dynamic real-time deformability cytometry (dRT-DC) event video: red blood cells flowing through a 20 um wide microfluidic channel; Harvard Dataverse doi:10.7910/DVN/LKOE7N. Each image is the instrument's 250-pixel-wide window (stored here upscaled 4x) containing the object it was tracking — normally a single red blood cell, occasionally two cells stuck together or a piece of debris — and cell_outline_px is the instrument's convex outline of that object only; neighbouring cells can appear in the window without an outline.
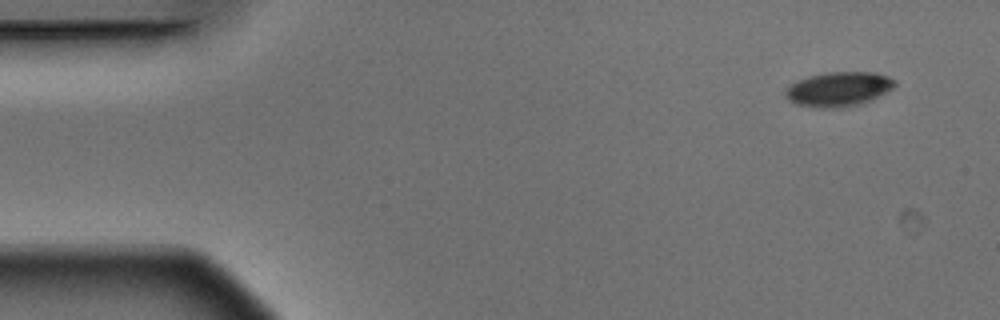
{"species": "Egyptian fruit bat (a non-hibernating species)", "species_latin": "Rousettus aegyptiacus", "temperature_condition": "warm", "stored_images_in_passage": 3, "camera_frame_rate_fps": 3000, "um_per_image_px": 0.085, "animal": {"sex": "male"}, "frame": {"image": 1, "passage_image": 1, "time_ms": 0.0, "image_size_px": [1000, 320], "cell_outline_px": [[896, 84], [892, 88], [872, 100], [860, 104], [844, 108], [820, 108], [796, 104], [788, 100], [784, 96], [784, 92], [788, 84], [796, 80], [808, 76], [828, 72], [876, 72], [888, 76], [896, 80]], "centroid_in_image_um": [71.25, 7.58], "position_along_channel_um": 13.8, "area_um2": 22.37}}